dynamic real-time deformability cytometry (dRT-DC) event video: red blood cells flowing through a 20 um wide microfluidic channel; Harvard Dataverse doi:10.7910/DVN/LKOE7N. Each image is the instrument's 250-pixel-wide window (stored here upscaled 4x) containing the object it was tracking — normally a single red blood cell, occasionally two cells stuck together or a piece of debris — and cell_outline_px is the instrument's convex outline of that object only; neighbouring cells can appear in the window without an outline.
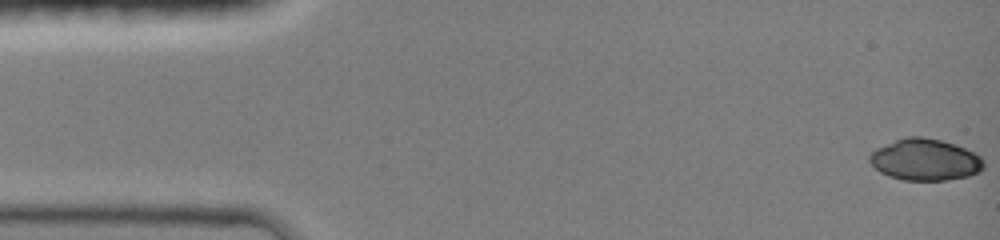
{"species": "common noctule bat (a hibernating species)", "species_latin": "Nyctalus noctula", "temperature_condition": "room temperature", "stored_images_in_passage": 45, "camera_frame_rate_fps": 3000, "um_per_image_px": 0.085, "animal": {"sex": "female", "body_mass_g": 19.0, "forearm_length_mm": 51.5}, "frame": {"image": 1, "passage_image": 1, "time_ms": 0.0, "image_size_px": [1000, 240], "cell_outline_px": [[984, 168], [968, 176], [944, 180], [904, 180], [880, 172], [868, 160], [868, 156], [876, 148], [896, 140], [908, 136], [924, 136], [956, 144], [980, 156], [984, 160]], "centroid_in_image_um": [78.63, 13.56], "position_along_channel_um": 6.4, "area_um2": 27.46}}